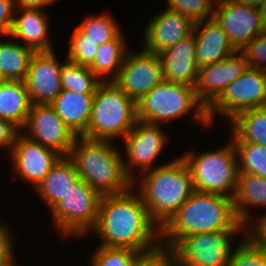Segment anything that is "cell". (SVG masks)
<instances>
[{
  "label": "cell",
  "instance_id": "obj_14",
  "mask_svg": "<svg viewBox=\"0 0 266 266\" xmlns=\"http://www.w3.org/2000/svg\"><path fill=\"white\" fill-rule=\"evenodd\" d=\"M21 132L30 140L56 151L61 156H69L76 138L56 111L46 104L31 106Z\"/></svg>",
  "mask_w": 266,
  "mask_h": 266
},
{
  "label": "cell",
  "instance_id": "obj_2",
  "mask_svg": "<svg viewBox=\"0 0 266 266\" xmlns=\"http://www.w3.org/2000/svg\"><path fill=\"white\" fill-rule=\"evenodd\" d=\"M219 230L248 232L235 215L232 198L195 191L160 229L162 251L169 253L185 237Z\"/></svg>",
  "mask_w": 266,
  "mask_h": 266
},
{
  "label": "cell",
  "instance_id": "obj_40",
  "mask_svg": "<svg viewBox=\"0 0 266 266\" xmlns=\"http://www.w3.org/2000/svg\"><path fill=\"white\" fill-rule=\"evenodd\" d=\"M249 233L265 248L266 250V216L261 218L249 230Z\"/></svg>",
  "mask_w": 266,
  "mask_h": 266
},
{
  "label": "cell",
  "instance_id": "obj_18",
  "mask_svg": "<svg viewBox=\"0 0 266 266\" xmlns=\"http://www.w3.org/2000/svg\"><path fill=\"white\" fill-rule=\"evenodd\" d=\"M193 27L194 22L189 17L166 8L145 27L142 49L159 54L191 35Z\"/></svg>",
  "mask_w": 266,
  "mask_h": 266
},
{
  "label": "cell",
  "instance_id": "obj_22",
  "mask_svg": "<svg viewBox=\"0 0 266 266\" xmlns=\"http://www.w3.org/2000/svg\"><path fill=\"white\" fill-rule=\"evenodd\" d=\"M232 201L237 219L249 231L253 224L255 225L266 216L265 213L254 220L248 210L250 206L266 207V178L251 173L239 172Z\"/></svg>",
  "mask_w": 266,
  "mask_h": 266
},
{
  "label": "cell",
  "instance_id": "obj_19",
  "mask_svg": "<svg viewBox=\"0 0 266 266\" xmlns=\"http://www.w3.org/2000/svg\"><path fill=\"white\" fill-rule=\"evenodd\" d=\"M196 62L199 69L222 61L237 50L214 17L195 22Z\"/></svg>",
  "mask_w": 266,
  "mask_h": 266
},
{
  "label": "cell",
  "instance_id": "obj_26",
  "mask_svg": "<svg viewBox=\"0 0 266 266\" xmlns=\"http://www.w3.org/2000/svg\"><path fill=\"white\" fill-rule=\"evenodd\" d=\"M232 142H251L266 146V107L251 108L232 119Z\"/></svg>",
  "mask_w": 266,
  "mask_h": 266
},
{
  "label": "cell",
  "instance_id": "obj_44",
  "mask_svg": "<svg viewBox=\"0 0 266 266\" xmlns=\"http://www.w3.org/2000/svg\"><path fill=\"white\" fill-rule=\"evenodd\" d=\"M210 1L215 6V5L221 4V3L228 1V0H210Z\"/></svg>",
  "mask_w": 266,
  "mask_h": 266
},
{
  "label": "cell",
  "instance_id": "obj_3",
  "mask_svg": "<svg viewBox=\"0 0 266 266\" xmlns=\"http://www.w3.org/2000/svg\"><path fill=\"white\" fill-rule=\"evenodd\" d=\"M143 174L133 186L138 184L151 220L161 229L196 191L192 174L180 156Z\"/></svg>",
  "mask_w": 266,
  "mask_h": 266
},
{
  "label": "cell",
  "instance_id": "obj_20",
  "mask_svg": "<svg viewBox=\"0 0 266 266\" xmlns=\"http://www.w3.org/2000/svg\"><path fill=\"white\" fill-rule=\"evenodd\" d=\"M159 56L162 62L163 80L195 87L199 68L193 33L159 53Z\"/></svg>",
  "mask_w": 266,
  "mask_h": 266
},
{
  "label": "cell",
  "instance_id": "obj_33",
  "mask_svg": "<svg viewBox=\"0 0 266 266\" xmlns=\"http://www.w3.org/2000/svg\"><path fill=\"white\" fill-rule=\"evenodd\" d=\"M232 249L229 266H266L265 248L249 233Z\"/></svg>",
  "mask_w": 266,
  "mask_h": 266
},
{
  "label": "cell",
  "instance_id": "obj_34",
  "mask_svg": "<svg viewBox=\"0 0 266 266\" xmlns=\"http://www.w3.org/2000/svg\"><path fill=\"white\" fill-rule=\"evenodd\" d=\"M167 9L189 17L194 23L213 17L214 5L210 0H167Z\"/></svg>",
  "mask_w": 266,
  "mask_h": 266
},
{
  "label": "cell",
  "instance_id": "obj_35",
  "mask_svg": "<svg viewBox=\"0 0 266 266\" xmlns=\"http://www.w3.org/2000/svg\"><path fill=\"white\" fill-rule=\"evenodd\" d=\"M67 51L68 61L90 67L98 52L99 45L91 39H70Z\"/></svg>",
  "mask_w": 266,
  "mask_h": 266
},
{
  "label": "cell",
  "instance_id": "obj_38",
  "mask_svg": "<svg viewBox=\"0 0 266 266\" xmlns=\"http://www.w3.org/2000/svg\"><path fill=\"white\" fill-rule=\"evenodd\" d=\"M16 8L14 0H0V35L8 39L13 27Z\"/></svg>",
  "mask_w": 266,
  "mask_h": 266
},
{
  "label": "cell",
  "instance_id": "obj_25",
  "mask_svg": "<svg viewBox=\"0 0 266 266\" xmlns=\"http://www.w3.org/2000/svg\"><path fill=\"white\" fill-rule=\"evenodd\" d=\"M24 81L3 80L0 83V118L10 121L20 131L31 109Z\"/></svg>",
  "mask_w": 266,
  "mask_h": 266
},
{
  "label": "cell",
  "instance_id": "obj_28",
  "mask_svg": "<svg viewBox=\"0 0 266 266\" xmlns=\"http://www.w3.org/2000/svg\"><path fill=\"white\" fill-rule=\"evenodd\" d=\"M125 47L124 38L120 33L114 40L99 45L95 59L89 68L101 81H113L127 54L128 48Z\"/></svg>",
  "mask_w": 266,
  "mask_h": 266
},
{
  "label": "cell",
  "instance_id": "obj_36",
  "mask_svg": "<svg viewBox=\"0 0 266 266\" xmlns=\"http://www.w3.org/2000/svg\"><path fill=\"white\" fill-rule=\"evenodd\" d=\"M249 67L266 70V29L241 51Z\"/></svg>",
  "mask_w": 266,
  "mask_h": 266
},
{
  "label": "cell",
  "instance_id": "obj_10",
  "mask_svg": "<svg viewBox=\"0 0 266 266\" xmlns=\"http://www.w3.org/2000/svg\"><path fill=\"white\" fill-rule=\"evenodd\" d=\"M259 107H266V70L249 67L207 108V118L211 125L214 113L230 120L241 111Z\"/></svg>",
  "mask_w": 266,
  "mask_h": 266
},
{
  "label": "cell",
  "instance_id": "obj_13",
  "mask_svg": "<svg viewBox=\"0 0 266 266\" xmlns=\"http://www.w3.org/2000/svg\"><path fill=\"white\" fill-rule=\"evenodd\" d=\"M163 80L159 54L141 49L128 51L113 80L136 103Z\"/></svg>",
  "mask_w": 266,
  "mask_h": 266
},
{
  "label": "cell",
  "instance_id": "obj_6",
  "mask_svg": "<svg viewBox=\"0 0 266 266\" xmlns=\"http://www.w3.org/2000/svg\"><path fill=\"white\" fill-rule=\"evenodd\" d=\"M191 109L196 122L210 126L207 109L198 100L195 87L162 80L138 101L137 119L160 125V122L181 118Z\"/></svg>",
  "mask_w": 266,
  "mask_h": 266
},
{
  "label": "cell",
  "instance_id": "obj_21",
  "mask_svg": "<svg viewBox=\"0 0 266 266\" xmlns=\"http://www.w3.org/2000/svg\"><path fill=\"white\" fill-rule=\"evenodd\" d=\"M21 14L17 16L18 14ZM39 8H16L14 23L9 37L13 40L23 41V45L35 52L52 51L53 46L49 40L48 15ZM17 16V17H16Z\"/></svg>",
  "mask_w": 266,
  "mask_h": 266
},
{
  "label": "cell",
  "instance_id": "obj_27",
  "mask_svg": "<svg viewBox=\"0 0 266 266\" xmlns=\"http://www.w3.org/2000/svg\"><path fill=\"white\" fill-rule=\"evenodd\" d=\"M12 41L0 40V75L3 80L24 81L35 51Z\"/></svg>",
  "mask_w": 266,
  "mask_h": 266
},
{
  "label": "cell",
  "instance_id": "obj_17",
  "mask_svg": "<svg viewBox=\"0 0 266 266\" xmlns=\"http://www.w3.org/2000/svg\"><path fill=\"white\" fill-rule=\"evenodd\" d=\"M249 68L245 56L237 51L232 56L203 67L198 71L195 93L206 109L226 87Z\"/></svg>",
  "mask_w": 266,
  "mask_h": 266
},
{
  "label": "cell",
  "instance_id": "obj_7",
  "mask_svg": "<svg viewBox=\"0 0 266 266\" xmlns=\"http://www.w3.org/2000/svg\"><path fill=\"white\" fill-rule=\"evenodd\" d=\"M215 151H193L181 155L188 166L196 191L233 198L238 180V159L232 142Z\"/></svg>",
  "mask_w": 266,
  "mask_h": 266
},
{
  "label": "cell",
  "instance_id": "obj_23",
  "mask_svg": "<svg viewBox=\"0 0 266 266\" xmlns=\"http://www.w3.org/2000/svg\"><path fill=\"white\" fill-rule=\"evenodd\" d=\"M93 98L94 94L62 90L50 106L76 137H82L90 122Z\"/></svg>",
  "mask_w": 266,
  "mask_h": 266
},
{
  "label": "cell",
  "instance_id": "obj_16",
  "mask_svg": "<svg viewBox=\"0 0 266 266\" xmlns=\"http://www.w3.org/2000/svg\"><path fill=\"white\" fill-rule=\"evenodd\" d=\"M55 51L35 52L31 58L24 83L32 105H50L61 93V69L63 63Z\"/></svg>",
  "mask_w": 266,
  "mask_h": 266
},
{
  "label": "cell",
  "instance_id": "obj_37",
  "mask_svg": "<svg viewBox=\"0 0 266 266\" xmlns=\"http://www.w3.org/2000/svg\"><path fill=\"white\" fill-rule=\"evenodd\" d=\"M8 224H4L0 220V266H14L15 261L13 233Z\"/></svg>",
  "mask_w": 266,
  "mask_h": 266
},
{
  "label": "cell",
  "instance_id": "obj_11",
  "mask_svg": "<svg viewBox=\"0 0 266 266\" xmlns=\"http://www.w3.org/2000/svg\"><path fill=\"white\" fill-rule=\"evenodd\" d=\"M167 133L164 132L161 125L149 124L137 121L129 133L123 138L125 158L124 169L127 176L136 181L134 168L140 169L141 174L152 170L154 162L163 151L166 141L168 142ZM127 157V158H126ZM126 159V161H125Z\"/></svg>",
  "mask_w": 266,
  "mask_h": 266
},
{
  "label": "cell",
  "instance_id": "obj_29",
  "mask_svg": "<svg viewBox=\"0 0 266 266\" xmlns=\"http://www.w3.org/2000/svg\"><path fill=\"white\" fill-rule=\"evenodd\" d=\"M116 20L112 15L105 12L96 16H87L80 25H78L71 35L70 39H91L98 45L114 40L121 32Z\"/></svg>",
  "mask_w": 266,
  "mask_h": 266
},
{
  "label": "cell",
  "instance_id": "obj_32",
  "mask_svg": "<svg viewBox=\"0 0 266 266\" xmlns=\"http://www.w3.org/2000/svg\"><path fill=\"white\" fill-rule=\"evenodd\" d=\"M238 159V171L266 178V146L251 142H233Z\"/></svg>",
  "mask_w": 266,
  "mask_h": 266
},
{
  "label": "cell",
  "instance_id": "obj_4",
  "mask_svg": "<svg viewBox=\"0 0 266 266\" xmlns=\"http://www.w3.org/2000/svg\"><path fill=\"white\" fill-rule=\"evenodd\" d=\"M111 140L76 137L69 158L80 179L101 195L120 194L133 187L124 169L120 148Z\"/></svg>",
  "mask_w": 266,
  "mask_h": 266
},
{
  "label": "cell",
  "instance_id": "obj_24",
  "mask_svg": "<svg viewBox=\"0 0 266 266\" xmlns=\"http://www.w3.org/2000/svg\"><path fill=\"white\" fill-rule=\"evenodd\" d=\"M79 179L72 160L68 156H61L35 190L51 209L65 197Z\"/></svg>",
  "mask_w": 266,
  "mask_h": 266
},
{
  "label": "cell",
  "instance_id": "obj_31",
  "mask_svg": "<svg viewBox=\"0 0 266 266\" xmlns=\"http://www.w3.org/2000/svg\"><path fill=\"white\" fill-rule=\"evenodd\" d=\"M91 255L89 266H141L148 258L144 253L129 249L97 246Z\"/></svg>",
  "mask_w": 266,
  "mask_h": 266
},
{
  "label": "cell",
  "instance_id": "obj_8",
  "mask_svg": "<svg viewBox=\"0 0 266 266\" xmlns=\"http://www.w3.org/2000/svg\"><path fill=\"white\" fill-rule=\"evenodd\" d=\"M102 195L79 179L50 211L59 234L82 237L91 232L98 219Z\"/></svg>",
  "mask_w": 266,
  "mask_h": 266
},
{
  "label": "cell",
  "instance_id": "obj_30",
  "mask_svg": "<svg viewBox=\"0 0 266 266\" xmlns=\"http://www.w3.org/2000/svg\"><path fill=\"white\" fill-rule=\"evenodd\" d=\"M102 81L89 67L72 63L65 58L61 69V84L63 90L77 94H95Z\"/></svg>",
  "mask_w": 266,
  "mask_h": 266
},
{
  "label": "cell",
  "instance_id": "obj_43",
  "mask_svg": "<svg viewBox=\"0 0 266 266\" xmlns=\"http://www.w3.org/2000/svg\"><path fill=\"white\" fill-rule=\"evenodd\" d=\"M241 1L250 6L259 7V8H262L266 4V0H241Z\"/></svg>",
  "mask_w": 266,
  "mask_h": 266
},
{
  "label": "cell",
  "instance_id": "obj_42",
  "mask_svg": "<svg viewBox=\"0 0 266 266\" xmlns=\"http://www.w3.org/2000/svg\"><path fill=\"white\" fill-rule=\"evenodd\" d=\"M17 8H39L54 4L58 0H14Z\"/></svg>",
  "mask_w": 266,
  "mask_h": 266
},
{
  "label": "cell",
  "instance_id": "obj_12",
  "mask_svg": "<svg viewBox=\"0 0 266 266\" xmlns=\"http://www.w3.org/2000/svg\"><path fill=\"white\" fill-rule=\"evenodd\" d=\"M213 17L237 51H241L266 29L261 8L241 0H228L215 5Z\"/></svg>",
  "mask_w": 266,
  "mask_h": 266
},
{
  "label": "cell",
  "instance_id": "obj_41",
  "mask_svg": "<svg viewBox=\"0 0 266 266\" xmlns=\"http://www.w3.org/2000/svg\"><path fill=\"white\" fill-rule=\"evenodd\" d=\"M141 266H175L168 253L161 252L158 255L147 258Z\"/></svg>",
  "mask_w": 266,
  "mask_h": 266
},
{
  "label": "cell",
  "instance_id": "obj_15",
  "mask_svg": "<svg viewBox=\"0 0 266 266\" xmlns=\"http://www.w3.org/2000/svg\"><path fill=\"white\" fill-rule=\"evenodd\" d=\"M9 157L17 177L36 188L61 155L30 140L20 131Z\"/></svg>",
  "mask_w": 266,
  "mask_h": 266
},
{
  "label": "cell",
  "instance_id": "obj_5",
  "mask_svg": "<svg viewBox=\"0 0 266 266\" xmlns=\"http://www.w3.org/2000/svg\"><path fill=\"white\" fill-rule=\"evenodd\" d=\"M137 119V103L114 81H102L96 89L87 132L92 140L124 138Z\"/></svg>",
  "mask_w": 266,
  "mask_h": 266
},
{
  "label": "cell",
  "instance_id": "obj_1",
  "mask_svg": "<svg viewBox=\"0 0 266 266\" xmlns=\"http://www.w3.org/2000/svg\"><path fill=\"white\" fill-rule=\"evenodd\" d=\"M91 231L106 247L133 249L148 258L163 252L160 228L133 187L124 193L102 195L97 223Z\"/></svg>",
  "mask_w": 266,
  "mask_h": 266
},
{
  "label": "cell",
  "instance_id": "obj_45",
  "mask_svg": "<svg viewBox=\"0 0 266 266\" xmlns=\"http://www.w3.org/2000/svg\"><path fill=\"white\" fill-rule=\"evenodd\" d=\"M261 11H262V14H263V17H264V21H265V24H266V4L261 8Z\"/></svg>",
  "mask_w": 266,
  "mask_h": 266
},
{
  "label": "cell",
  "instance_id": "obj_39",
  "mask_svg": "<svg viewBox=\"0 0 266 266\" xmlns=\"http://www.w3.org/2000/svg\"><path fill=\"white\" fill-rule=\"evenodd\" d=\"M20 130L10 121L0 118V147H9V154Z\"/></svg>",
  "mask_w": 266,
  "mask_h": 266
},
{
  "label": "cell",
  "instance_id": "obj_9",
  "mask_svg": "<svg viewBox=\"0 0 266 266\" xmlns=\"http://www.w3.org/2000/svg\"><path fill=\"white\" fill-rule=\"evenodd\" d=\"M242 230H219L183 238L168 254L175 266H229L232 236Z\"/></svg>",
  "mask_w": 266,
  "mask_h": 266
}]
</instances>
